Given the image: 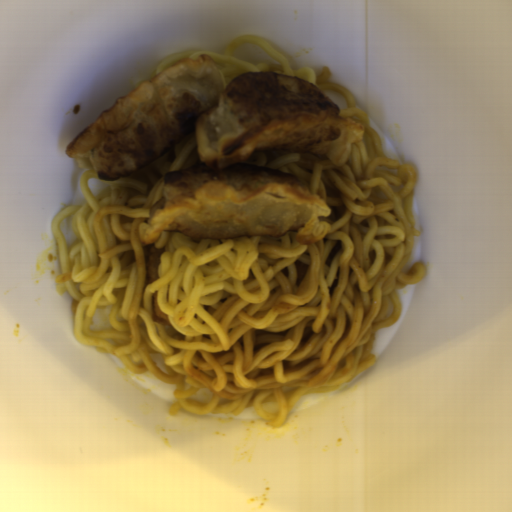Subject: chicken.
I'll return each instance as SVG.
<instances>
[{"label": "chicken", "instance_id": "2", "mask_svg": "<svg viewBox=\"0 0 512 512\" xmlns=\"http://www.w3.org/2000/svg\"><path fill=\"white\" fill-rule=\"evenodd\" d=\"M152 318L153 322L159 325L172 326L169 321V314L162 312L158 305V290L152 296Z\"/></svg>", "mask_w": 512, "mask_h": 512}, {"label": "chicken", "instance_id": "1", "mask_svg": "<svg viewBox=\"0 0 512 512\" xmlns=\"http://www.w3.org/2000/svg\"><path fill=\"white\" fill-rule=\"evenodd\" d=\"M145 261V284L154 282L159 278L158 268L161 262L160 257L165 253V249H157L154 242L143 246Z\"/></svg>", "mask_w": 512, "mask_h": 512}]
</instances>
